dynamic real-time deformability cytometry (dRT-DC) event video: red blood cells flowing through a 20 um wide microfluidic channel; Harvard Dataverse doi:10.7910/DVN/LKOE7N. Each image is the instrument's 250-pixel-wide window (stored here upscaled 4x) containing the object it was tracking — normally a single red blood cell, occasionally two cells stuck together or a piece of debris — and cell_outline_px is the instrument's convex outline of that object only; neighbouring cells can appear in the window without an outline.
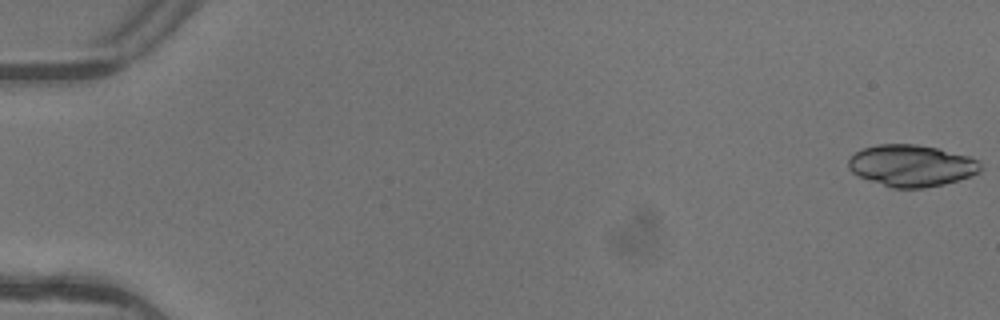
{"species": "common noctule bat (a hibernating species)", "species_latin": "Nyctalus noctula", "temperature_condition": "warm", "stored_images_in_passage": 6, "camera_frame_rate_fps": 3000, "um_per_image_px": 0.085, "animal": {"sex": "female"}, "frame": {"image": 1, "passage_image": 1, "time_ms": 0.0, "image_size_px": [1000, 320], "cell_outline_px": [[984, 168], [980, 172], [972, 176], [944, 184], [924, 188], [892, 188], [860, 176], [852, 172], [848, 168], [848, 160], [856, 152], [864, 148], [876, 144], [916, 144], [936, 148], [968, 156], [980, 160]], "centroid_in_image_um": [77.52, 14.08], "position_along_channel_um": 7.5, "area_um2": 32.14}}